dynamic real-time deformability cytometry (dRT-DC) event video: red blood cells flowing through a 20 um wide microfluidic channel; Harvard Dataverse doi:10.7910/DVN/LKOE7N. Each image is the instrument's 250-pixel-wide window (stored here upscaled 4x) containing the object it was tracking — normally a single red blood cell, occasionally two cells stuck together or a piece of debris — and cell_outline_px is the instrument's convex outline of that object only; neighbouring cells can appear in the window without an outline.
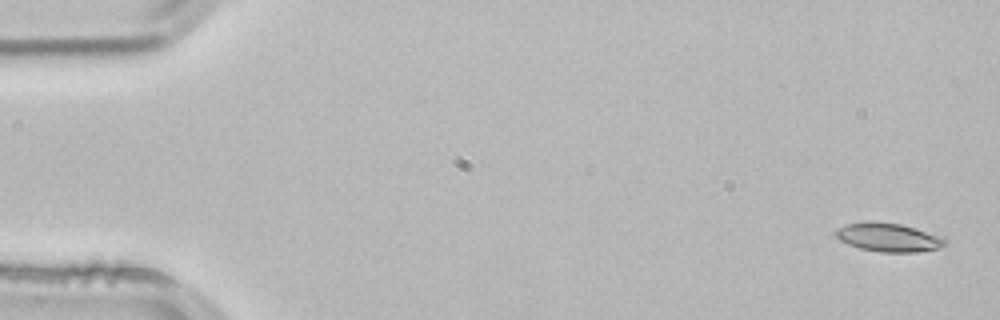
{"species": "common noctule bat (a hibernating species)", "species_latin": "Nyctalus noctula", "temperature_condition": "room temperature", "stored_images_in_passage": 4, "segment_of_instrument_passage": [2, 2], "camera_frame_rate_fps": 3000, "um_per_image_px": 0.085, "animal": {"sex": "male", "body_mass_g": 21.5, "forearm_length_mm": 52.0}, "frame": {"image": 1, "passage_image": 4, "time_ms": 1.0, "image_size_px": [1000, 320], "cell_outline_px": [[948, 244], [940, 248], [920, 252], [880, 252], [860, 248], [848, 244], [840, 240], [836, 236], [836, 228], [844, 224], [900, 224], [944, 236], [948, 240]], "centroid_in_image_um": [75.63, 20.22], "position_along_channel_um": 9.4, "area_um2": 17.8}}